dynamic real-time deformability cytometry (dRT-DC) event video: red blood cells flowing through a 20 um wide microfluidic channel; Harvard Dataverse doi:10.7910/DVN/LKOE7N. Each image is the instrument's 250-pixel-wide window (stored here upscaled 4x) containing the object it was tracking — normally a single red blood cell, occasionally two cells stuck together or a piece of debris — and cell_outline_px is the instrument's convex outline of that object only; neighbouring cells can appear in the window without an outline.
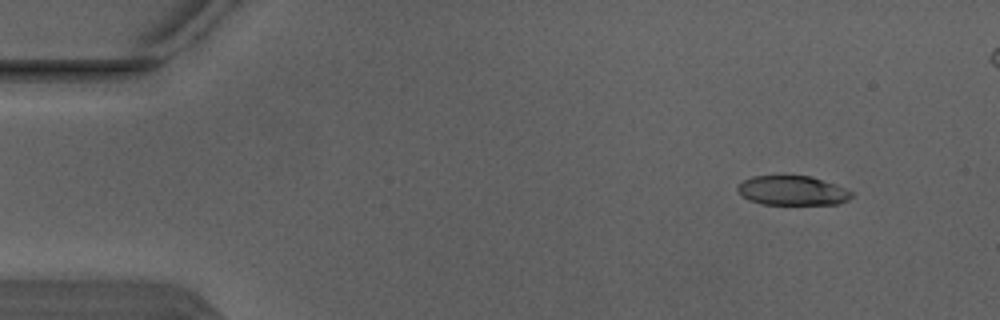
{"species": "Egyptian fruit bat (a non-hibernating species)", "species_latin": "Rousettus aegyptiacus", "temperature_condition": "warm", "stored_images_in_passage": 5, "camera_frame_rate_fps": 3000, "um_per_image_px": 0.085, "animal": {"sex": "male"}, "frame": {"image": 1, "passage_image": 2, "time_ms": 0.333, "image_size_px": [1000, 320], "cell_outline_px": [[852, 196], [848, 200], [840, 204], [764, 204], [748, 200], [736, 192], [736, 188], [744, 180], [752, 176], [812, 176], [848, 188], [852, 192]], "centroid_in_image_um": [67.37, 16.2], "position_along_channel_um": 17.6, "area_um2": 19.71}}